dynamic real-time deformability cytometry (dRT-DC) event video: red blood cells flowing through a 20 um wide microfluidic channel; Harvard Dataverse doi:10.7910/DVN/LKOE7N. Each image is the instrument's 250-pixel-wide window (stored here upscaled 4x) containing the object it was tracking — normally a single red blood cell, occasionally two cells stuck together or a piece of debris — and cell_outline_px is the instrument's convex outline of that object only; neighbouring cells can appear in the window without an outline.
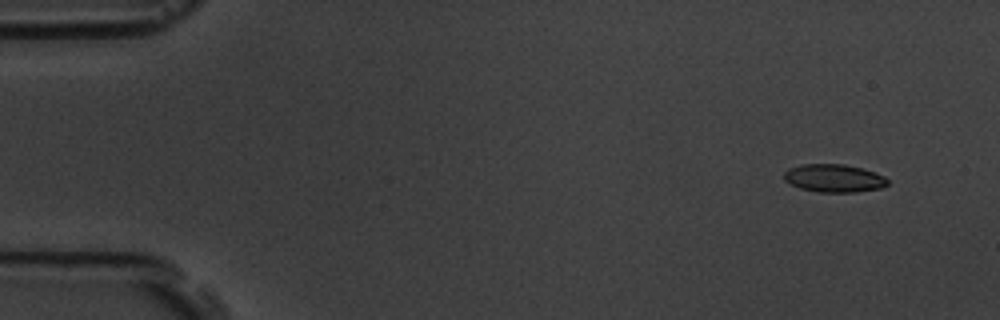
{"species": "common noctule bat (a hibernating species)", "species_latin": "Nyctalus noctula", "temperature_condition": "room temperature", "stored_images_in_passage": 8, "camera_frame_rate_fps": 3000, "um_per_image_px": 0.085, "animal": {"sex": "male", "body_mass_g": 19.5, "forearm_length_mm": 54.6}, "frame": {"image": 1, "passage_image": 2, "time_ms": 1.333, "image_size_px": [1000, 320], "cell_outline_px": [[888, 184], [880, 188], [856, 192], [820, 192], [800, 188], [784, 180], [784, 172], [788, 168], [800, 164], [844, 164], [860, 168], [884, 176], [888, 180]], "centroid_in_image_um": [70.86, 15.14], "position_along_channel_um": 14.1, "area_um2": 16.76}}
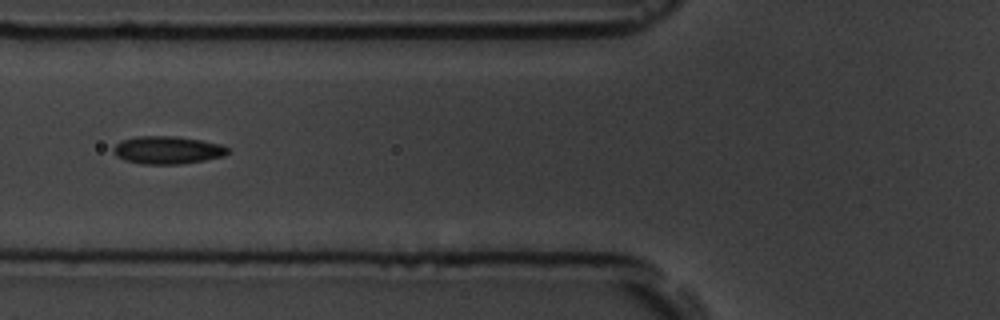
{"frame": {"image": 2, "passage_image": 7, "time_ms": 7.333, "image_size_px": [1000, 320], "cell_outline_px": [[228, 152], [224, 156], [204, 160], [180, 164], [140, 164], [124, 160], [116, 156], [112, 152], [112, 148], [120, 140], [136, 136], [176, 136], [200, 140], [220, 144], [228, 148]], "centroid_in_image_um": [14.17, 12.75], "position_along_channel_um": 111.6, "area_um2": 18.61}}
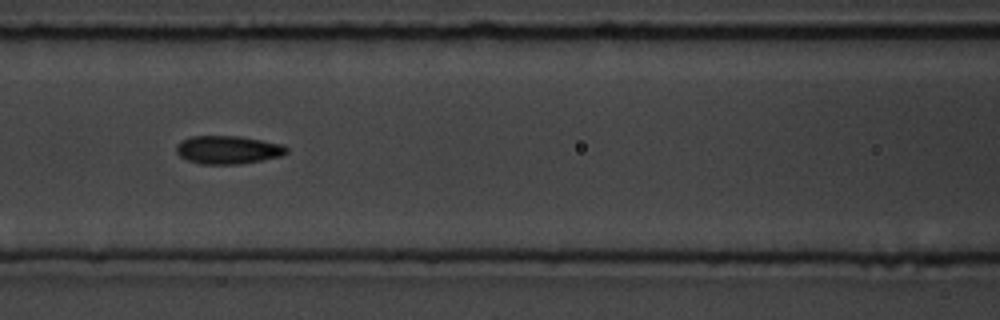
{"frame": {"image": 3, "passage_image": 8, "time_ms": 8.333, "image_size_px": [1000, 320], "cell_outline_px": [[288, 152], [280, 156], [240, 164], [200, 164], [188, 160], [180, 156], [176, 152], [176, 144], [180, 140], [192, 136], [240, 136], [284, 144], [288, 148]], "centroid_in_image_um": [19.36, 12.72], "position_along_channel_um": 147.2, "area_um2": 18.21}}